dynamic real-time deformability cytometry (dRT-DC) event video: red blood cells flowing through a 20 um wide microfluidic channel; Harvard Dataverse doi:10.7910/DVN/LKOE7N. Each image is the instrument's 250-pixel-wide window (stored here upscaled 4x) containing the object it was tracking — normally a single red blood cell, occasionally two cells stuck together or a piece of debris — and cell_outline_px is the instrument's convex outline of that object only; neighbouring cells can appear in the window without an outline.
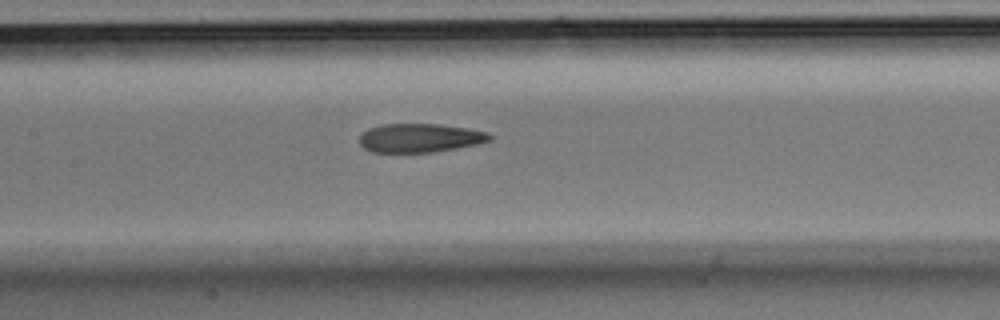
{"species": "Egyptian fruit bat (a non-hibernating species)", "species_latin": "Rousettus aegyptiacus", "temperature_condition": "room temperature", "stored_images_in_passage": 5, "segment_of_instrument_passage": [1, 2], "camera_frame_rate_fps": 3000, "um_per_image_px": 0.085, "animal": {"sex": "male"}, "frame": {"image": 1, "passage_image": 4, "time_ms": 1.0, "image_size_px": [1000, 320], "cell_outline_px": [[492, 140], [476, 144], [456, 148], [432, 152], [372, 152], [364, 148], [360, 144], [360, 136], [368, 128], [380, 124], [440, 124], [468, 128], [488, 132], [492, 136]], "centroid_in_image_um": [35.69, 11.72], "position_along_channel_um": 171.7, "area_um2": 21.85}}